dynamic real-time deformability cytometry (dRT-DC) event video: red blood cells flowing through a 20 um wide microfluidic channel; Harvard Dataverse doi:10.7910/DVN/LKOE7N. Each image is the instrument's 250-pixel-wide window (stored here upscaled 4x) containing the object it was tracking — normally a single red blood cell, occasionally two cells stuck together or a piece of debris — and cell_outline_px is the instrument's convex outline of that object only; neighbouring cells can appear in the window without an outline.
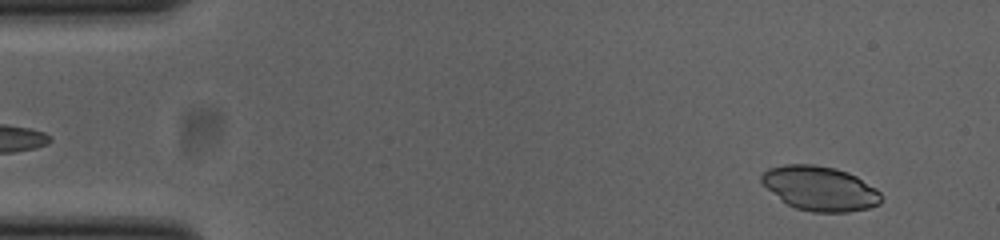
{"species": "common noctule bat (a hibernating species)", "species_latin": "Nyctalus noctula", "temperature_condition": "cold", "stored_images_in_passage": 52, "camera_frame_rate_fps": 3000, "um_per_image_px": 0.085, "animal": {"sex": "female", "body_mass_g": 23.0, "forearm_length_mm": 53.4}, "frame": {"image": 1, "passage_image": 4, "time_ms": 1.0, "image_size_px": [1000, 240], "cell_outline_px": [[880, 204], [868, 208], [848, 212], [812, 212], [796, 208], [780, 200], [760, 180], [760, 176], [768, 168], [784, 164], [812, 164], [836, 168], [848, 172], [856, 176], [876, 188], [880, 192]], "centroid_in_image_um": [69.69, 16.01], "position_along_channel_um": 15.3, "area_um2": 30.98}}